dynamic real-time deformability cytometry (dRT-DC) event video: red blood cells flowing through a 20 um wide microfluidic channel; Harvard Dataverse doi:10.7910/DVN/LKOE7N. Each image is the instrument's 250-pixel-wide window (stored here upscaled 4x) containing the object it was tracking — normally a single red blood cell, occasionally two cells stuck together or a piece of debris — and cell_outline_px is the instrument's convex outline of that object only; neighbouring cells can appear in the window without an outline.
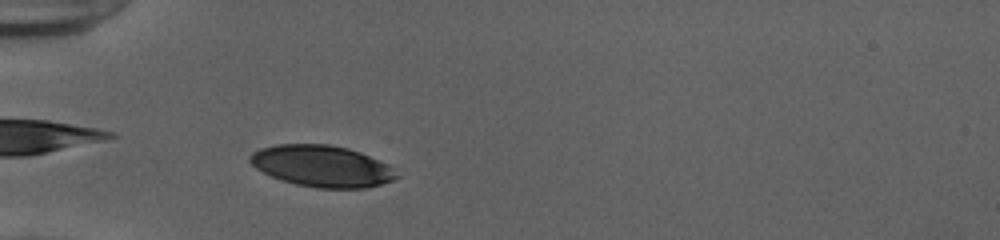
{"species": "human", "species_latin": "Homo sapiens", "temperature_condition": "cold", "stored_images_in_passage": 41, "camera_frame_rate_fps": 3000, "um_per_image_px": 0.085, "donor": {"sex": "female"}, "frame": {"image": 1, "passage_image": 8, "time_ms": 2.333, "image_size_px": [1000, 240], "cell_outline_px": [[400, 176], [392, 180], [368, 188], [316, 188], [296, 184], [280, 180], [256, 168], [248, 160], [248, 156], [252, 152], [260, 148], [276, 144], [328, 144], [348, 148], [360, 152], [388, 164]], "centroid_in_image_um": [27.35, 14.11], "position_along_channel_um": 57.7, "area_um2": 35.49}}
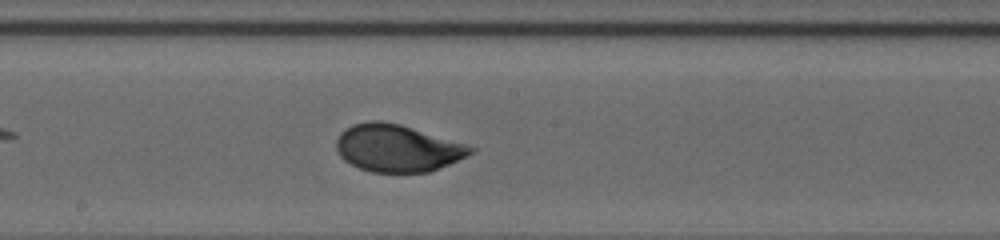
{"frame": {"image": 2, "passage_image": 21, "time_ms": 6.667, "image_size_px": [1000, 240], "cell_outline_px": [[476, 148], [472, 152], [448, 164], [428, 172], [372, 172], [360, 168], [344, 160], [340, 156], [336, 148], [336, 140], [340, 132], [344, 128], [352, 124], [368, 120], [380, 120], [400, 124], [464, 144]], "centroid_in_image_um": [33.69, 12.57], "position_along_channel_um": 214.5, "area_um2": 36.53}}
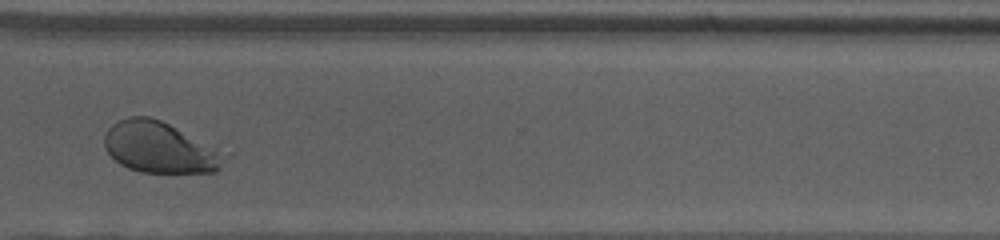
{"frame": {"image": 3, "passage_image": 32, "time_ms": 10.333, "image_size_px": [1000, 240], "cell_outline_px": [[232, 152], [220, 168], [216, 172], [140, 172], [128, 168], [120, 164], [104, 148], [104, 136], [108, 128], [112, 124], [128, 116], [152, 116]], "centroid_in_image_um": [13.69, 12.52], "position_along_channel_um": 356.9, "area_um2": 36.7}, "authors_computed_cell_mechanics": {"area_um2": 36.703, "velocity_mm_per_s": 3.8792, "shape_relaxation_time_tau1_ms": 2.9917, "shape_relaxation_time_tau2_ms": null, "deformation_change_tau1": 0.1488, "deformation_change_tau2": null}}